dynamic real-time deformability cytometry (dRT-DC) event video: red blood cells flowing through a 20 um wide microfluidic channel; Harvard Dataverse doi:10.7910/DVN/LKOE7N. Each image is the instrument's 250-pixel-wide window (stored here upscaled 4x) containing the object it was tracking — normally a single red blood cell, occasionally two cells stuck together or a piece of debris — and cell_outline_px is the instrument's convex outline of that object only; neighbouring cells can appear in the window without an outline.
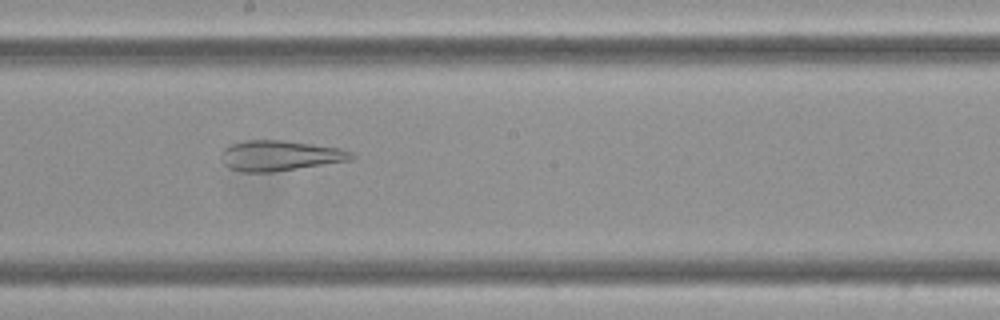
{"species": "Egyptian fruit bat (a non-hibernating species)", "species_latin": "Rousettus aegyptiacus", "temperature_condition": "cold", "stored_images_in_passage": 8, "camera_frame_rate_fps": 3000, "um_per_image_px": 0.085, "frame": {"image": 1, "passage_image": 8, "time_ms": 2.333, "image_size_px": [1000, 320], "cell_outline_px": [[356, 156], [352, 160], [272, 172], [244, 172], [228, 168], [224, 164], [224, 148], [232, 144], [248, 140], [284, 140], [340, 148], [352, 152]], "centroid_in_image_um": [23.84, 13.23], "position_along_channel_um": 224.4, "area_um2": 22.77}}